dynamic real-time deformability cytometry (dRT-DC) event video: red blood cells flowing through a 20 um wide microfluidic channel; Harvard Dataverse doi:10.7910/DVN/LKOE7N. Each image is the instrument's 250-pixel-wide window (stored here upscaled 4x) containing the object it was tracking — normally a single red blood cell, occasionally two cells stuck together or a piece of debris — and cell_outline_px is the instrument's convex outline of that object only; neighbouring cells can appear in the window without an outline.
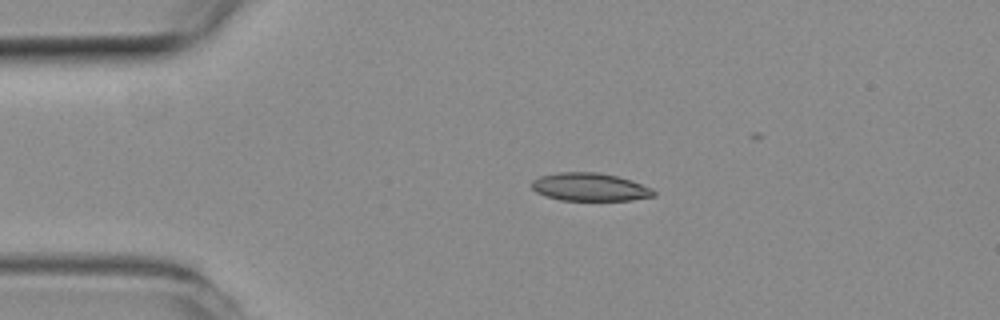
{"species": "common noctule bat (a hibernating species)", "species_latin": "Nyctalus noctula", "temperature_condition": "room temperature", "stored_images_in_passage": 43, "camera_frame_rate_fps": 3000, "um_per_image_px": 0.085, "animal": {"sex": "female", "body_mass_g": 19.3, "forearm_length_mm": 54.1}, "frame": {"image": 1, "passage_image": 1, "time_ms": 0.0, "image_size_px": [1000, 320], "cell_outline_px": [[656, 196], [632, 200], [560, 200], [544, 196], [536, 192], [532, 188], [532, 180], [540, 176], [560, 172], [600, 172], [632, 180], [652, 188], [656, 192]], "centroid_in_image_um": [50.15, 15.9], "position_along_channel_um": 34.8, "area_um2": 20.06}}
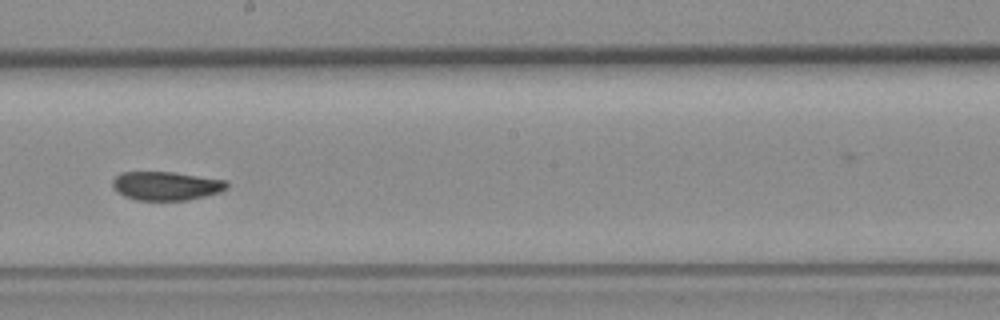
{"frame": {"image": 2, "passage_image": 19, "time_ms": 6.0, "image_size_px": [1000, 320], "cell_outline_px": [[228, 188], [220, 192], [188, 200], [136, 200], [124, 196], [112, 184], [112, 180], [120, 172], [172, 172], [228, 180]], "centroid_in_image_um": [14.16, 15.79], "position_along_channel_um": 234.0, "area_um2": 19.07}}
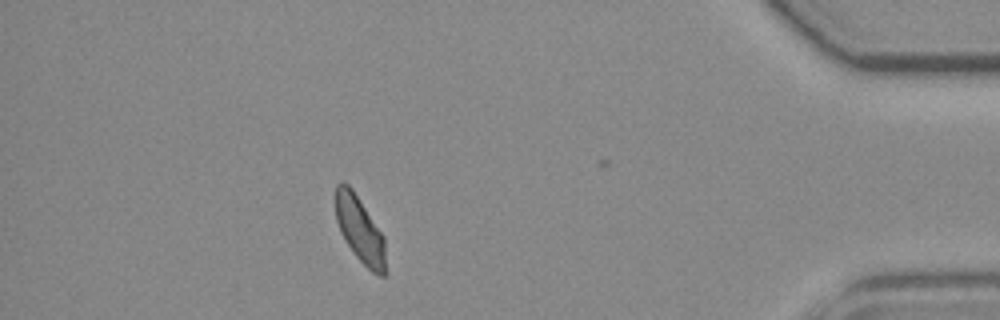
{"frame": {"image": 3, "passage_image": 36, "time_ms": 11.667, "image_size_px": [1000, 320], "cell_outline_px": [[388, 272], [384, 276], [380, 276], [372, 272], [356, 256], [344, 240], [340, 232], [336, 220], [336, 184], [340, 180], [348, 184], [352, 188], [384, 236]], "centroid_in_image_um": [30.62, 19.55], "position_along_channel_um": 404.6, "area_um2": 19.59}, "authors_computed_cell_mechanics": {"area_um2": 19.941, "velocity_mm_per_s": 3.931, "shape_relaxation_time_tau1_ms": null, "shape_relaxation_time_tau2_ms": 1.8907, "deformation_change_tau1": null, "deformation_change_tau2": 0.0702}}